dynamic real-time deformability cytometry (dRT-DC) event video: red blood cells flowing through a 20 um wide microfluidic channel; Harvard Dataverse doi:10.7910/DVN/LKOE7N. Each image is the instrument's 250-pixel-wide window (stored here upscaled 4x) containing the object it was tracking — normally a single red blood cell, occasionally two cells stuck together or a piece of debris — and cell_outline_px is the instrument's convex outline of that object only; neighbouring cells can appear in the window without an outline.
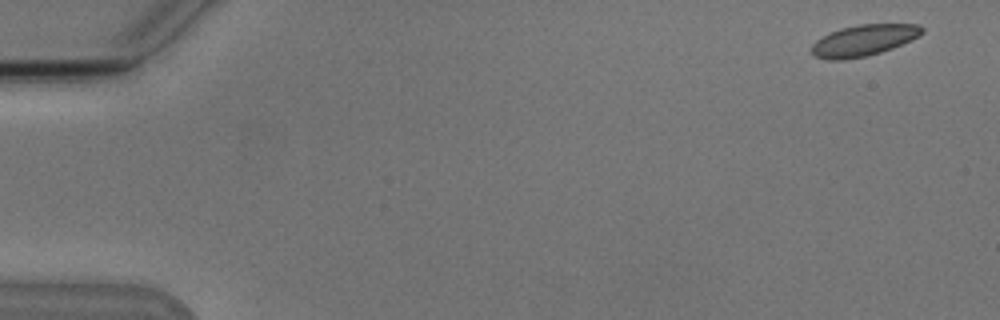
{"species": "Egyptian fruit bat (a non-hibernating species)", "species_latin": "Rousettus aegyptiacus", "temperature_condition": "cold", "stored_images_in_passage": 5, "camera_frame_rate_fps": 3000, "um_per_image_px": 0.085, "animal": {"sex": "male"}, "frame": {"image": 1, "passage_image": 1, "time_ms": 0.0, "image_size_px": [1000, 320], "cell_outline_px": [[924, 32], [892, 48], [880, 52], [864, 56], [844, 60], [828, 60], [816, 56], [812, 52], [812, 44], [816, 40], [840, 28], [856, 24], [920, 24], [924, 28]], "centroid_in_image_um": [73.39, 3.42], "position_along_channel_um": 11.6, "area_um2": 19.77}}
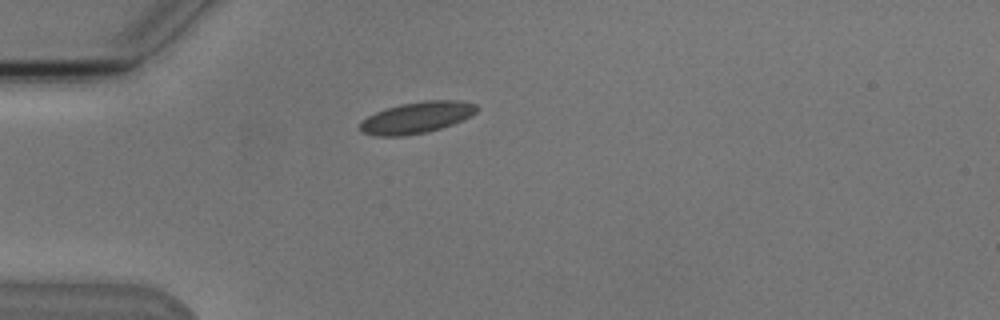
{"frame": {"image": 2, "passage_image": 4, "time_ms": 4.333, "image_size_px": [1000, 320], "cell_outline_px": [[480, 108], [476, 112], [464, 120], [428, 132], [404, 136], [372, 136], [360, 132], [360, 124], [368, 116], [384, 108], [400, 104], [424, 100], [460, 100], [476, 104]], "centroid_in_image_um": [35.43, 9.99], "position_along_channel_um": 49.6, "area_um2": 21.62}}